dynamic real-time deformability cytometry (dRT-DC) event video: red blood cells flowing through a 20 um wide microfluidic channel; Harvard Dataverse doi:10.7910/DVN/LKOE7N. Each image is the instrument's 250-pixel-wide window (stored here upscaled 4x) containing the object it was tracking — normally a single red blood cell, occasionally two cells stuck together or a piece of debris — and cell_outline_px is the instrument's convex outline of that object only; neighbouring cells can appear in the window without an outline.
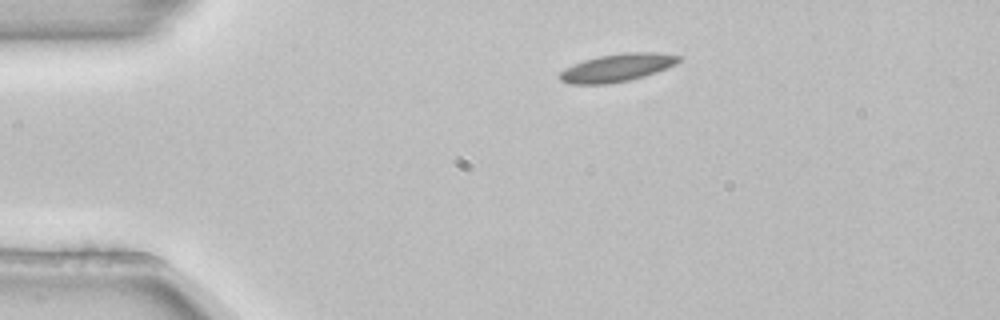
{"species": "common noctule bat (a hibernating species)", "species_latin": "Nyctalus noctula", "temperature_condition": "room temperature", "stored_images_in_passage": 2, "camera_frame_rate_fps": 3000, "um_per_image_px": 0.085, "animal": {"sex": "female", "body_mass_g": 22.7, "forearm_length_mm": 54.2}, "frame": {"image": 1, "passage_image": 1, "time_ms": 0.0, "image_size_px": [1000, 320], "cell_outline_px": [[684, 60], [676, 64], [656, 72], [644, 76], [628, 80], [608, 84], [568, 84], [560, 80], [560, 72], [564, 68], [584, 60], [600, 56], [624, 52], [656, 52], [684, 56]], "centroid_in_image_um": [52.5, 5.74], "position_along_channel_um": 32.5, "area_um2": 19.42}}